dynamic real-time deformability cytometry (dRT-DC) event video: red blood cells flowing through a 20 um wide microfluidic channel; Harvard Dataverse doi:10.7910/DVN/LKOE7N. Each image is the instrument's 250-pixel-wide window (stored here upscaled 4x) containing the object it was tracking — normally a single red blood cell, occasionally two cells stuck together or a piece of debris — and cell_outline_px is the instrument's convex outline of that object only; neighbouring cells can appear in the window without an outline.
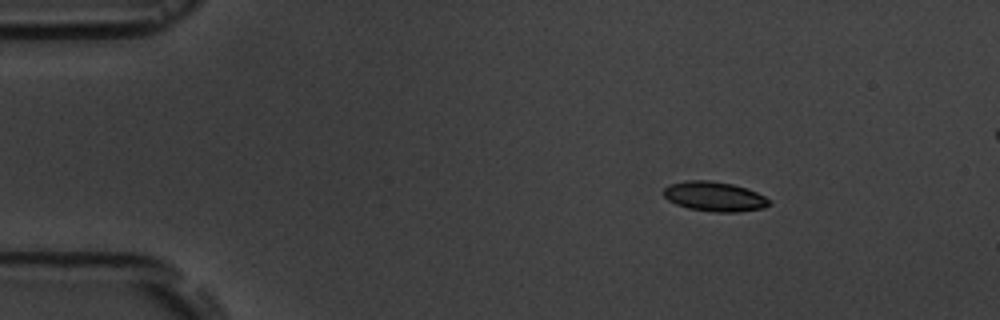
{"species": "common noctule bat (a hibernating species)", "species_latin": "Nyctalus noctula", "temperature_condition": "room temperature", "stored_images_in_passage": 4, "segment_of_instrument_passage": [1, 2], "camera_frame_rate_fps": 3000, "um_per_image_px": 0.085, "animal": {"sex": "male", "body_mass_g": 19.5, "forearm_length_mm": 54.6}, "frame": {"image": 1, "passage_image": 1, "time_ms": 0.0, "image_size_px": [1000, 320], "cell_outline_px": [[772, 204], [764, 208], [740, 212], [712, 212], [688, 208], [676, 204], [668, 200], [664, 196], [664, 188], [668, 184], [688, 180], [708, 180], [732, 184], [756, 192], [764, 196]], "centroid_in_image_um": [60.71, 16.71], "position_along_channel_um": 24.3, "area_um2": 18.26}}